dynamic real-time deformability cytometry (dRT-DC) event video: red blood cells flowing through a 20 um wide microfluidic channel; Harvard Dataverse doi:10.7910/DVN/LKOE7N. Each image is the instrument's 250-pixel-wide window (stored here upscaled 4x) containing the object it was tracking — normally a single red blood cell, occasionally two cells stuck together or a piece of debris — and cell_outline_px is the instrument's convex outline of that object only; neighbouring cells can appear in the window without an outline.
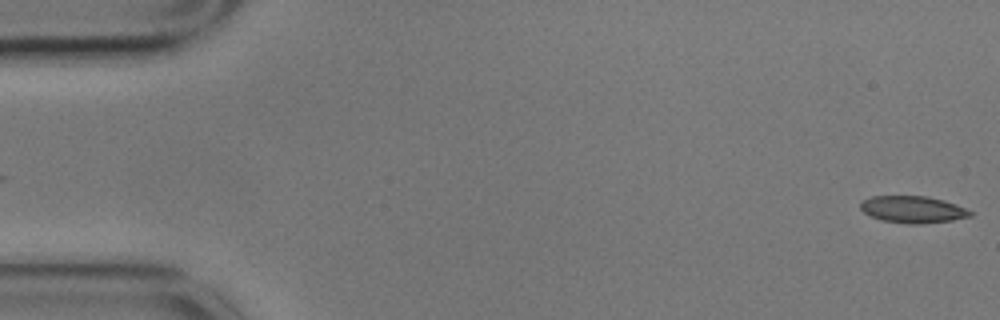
{"species": "common noctule bat (a hibernating species)", "species_latin": "Nyctalus noctula", "temperature_condition": "cold", "stored_images_in_passage": 16, "camera_frame_rate_fps": 3000, "um_per_image_px": 0.085, "animal": {"sex": "male", "body_mass_g": 17.9}, "frame": {"image": 1, "passage_image": 1, "time_ms": 0.0, "image_size_px": [1000, 320], "cell_outline_px": [[972, 216], [952, 220], [920, 224], [908, 224], [880, 220], [864, 212], [860, 208], [860, 200], [872, 196], [928, 196], [944, 200], [956, 204], [972, 212]], "centroid_in_image_um": [77.56, 17.8], "position_along_channel_um": 7.4, "area_um2": 17.28}}